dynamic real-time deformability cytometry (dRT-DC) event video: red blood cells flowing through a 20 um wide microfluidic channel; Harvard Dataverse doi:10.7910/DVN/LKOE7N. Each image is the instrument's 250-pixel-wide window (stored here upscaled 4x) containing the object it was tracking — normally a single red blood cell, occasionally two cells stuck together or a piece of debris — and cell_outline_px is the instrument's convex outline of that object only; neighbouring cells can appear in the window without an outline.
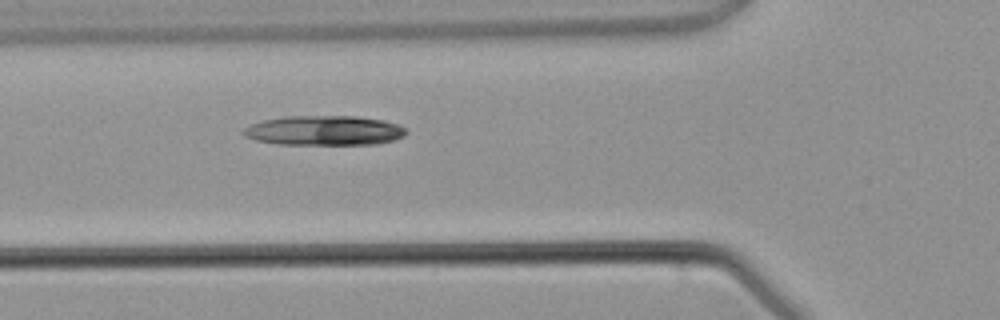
{"species": "common noctule bat (a hibernating species)", "species_latin": "Nyctalus noctula", "temperature_condition": "warm", "stored_images_in_passage": 4, "camera_frame_rate_fps": 3000, "um_per_image_px": 0.085, "animal": {"sex": "male", "body_mass_g": 21.5, "forearm_length_mm": 52.0}, "frame": {"image": 1, "passage_image": 3, "time_ms": 2.667, "image_size_px": [1000, 320], "cell_outline_px": [[408, 132], [404, 136], [396, 140], [376, 144], [276, 144], [256, 140], [244, 136], [240, 132], [244, 128], [252, 124], [264, 120], [284, 116], [356, 116], [384, 120], [400, 124]], "centroid_in_image_um": [27.58, 11.09], "position_along_channel_um": 98.2, "area_um2": 28.38}}